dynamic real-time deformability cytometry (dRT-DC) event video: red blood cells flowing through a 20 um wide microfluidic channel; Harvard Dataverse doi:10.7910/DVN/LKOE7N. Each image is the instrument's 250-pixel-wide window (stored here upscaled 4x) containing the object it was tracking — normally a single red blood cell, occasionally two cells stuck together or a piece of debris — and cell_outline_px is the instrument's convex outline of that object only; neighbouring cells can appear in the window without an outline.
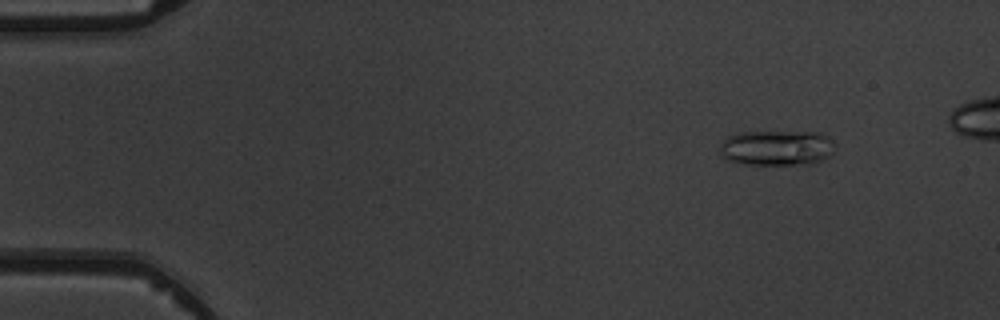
{"species": "common noctule bat (a hibernating species)", "species_latin": "Nyctalus noctula", "temperature_condition": "warm", "stored_images_in_passage": 6, "camera_frame_rate_fps": 3000, "um_per_image_px": 0.085, "animal": {"sex": "male", "body_mass_g": 19.5, "forearm_length_mm": 54.6}, "frame": {"image": 1, "passage_image": 2, "time_ms": 1.333, "image_size_px": [1000, 320], "cell_outline_px": [[832, 156], [808, 164], [744, 164], [728, 160], [720, 156], [720, 144], [728, 136], [744, 132], [820, 132], [828, 136], [832, 140]], "centroid_in_image_um": [66.01, 12.56], "position_along_channel_um": 19.0, "area_um2": 23.64}}